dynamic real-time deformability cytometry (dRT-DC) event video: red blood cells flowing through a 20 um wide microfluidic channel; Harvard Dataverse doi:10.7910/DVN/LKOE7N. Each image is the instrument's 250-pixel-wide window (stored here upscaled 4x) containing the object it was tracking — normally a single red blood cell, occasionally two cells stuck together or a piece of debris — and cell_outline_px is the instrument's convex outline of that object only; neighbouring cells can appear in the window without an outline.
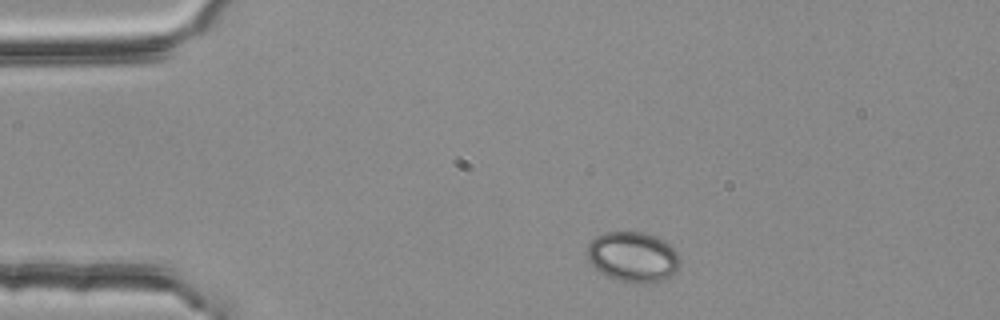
{"species": "common noctule bat (a hibernating species)", "species_latin": "Nyctalus noctula", "temperature_condition": "room temperature", "stored_images_in_passage": 2, "camera_frame_rate_fps": 3000, "um_per_image_px": 0.085, "animal": {"sex": "female", "body_mass_g": 25.1}, "frame": {"image": 1, "passage_image": 1, "time_ms": 0.0, "image_size_px": [1000, 320], "cell_outline_px": [[680, 268], [672, 276], [664, 280], [644, 284], [632, 284], [616, 280], [600, 272], [588, 260], [588, 244], [596, 236], [604, 232], [640, 232], [656, 236], [664, 240], [680, 256]], "centroid_in_image_um": [53.83, 21.86], "position_along_channel_um": 31.2, "area_um2": 27.51}}
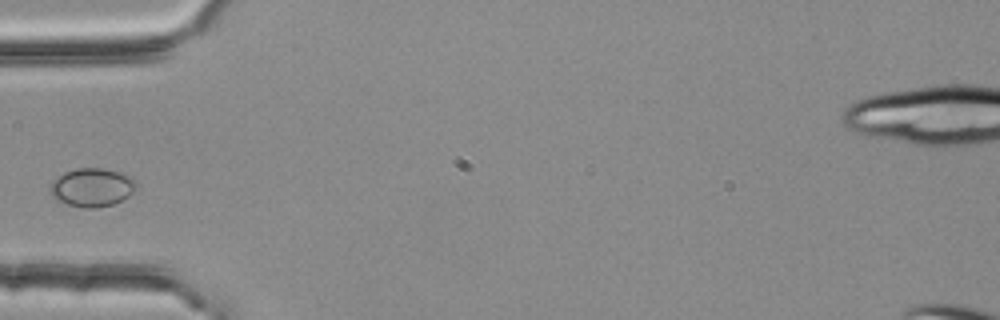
{"frame": {"image": 2, "passage_image": 2, "time_ms": 0.333, "image_size_px": [1000, 320], "cell_outline_px": [[136, 188], [128, 196], [112, 204], [96, 208], [84, 208], [68, 204], [56, 200], [48, 192], [52, 180], [64, 172], [76, 168], [104, 168], [120, 172], [136, 180]], "centroid_in_image_um": [7.78, 15.92], "position_along_channel_um": 77.2, "area_um2": 19.36}}